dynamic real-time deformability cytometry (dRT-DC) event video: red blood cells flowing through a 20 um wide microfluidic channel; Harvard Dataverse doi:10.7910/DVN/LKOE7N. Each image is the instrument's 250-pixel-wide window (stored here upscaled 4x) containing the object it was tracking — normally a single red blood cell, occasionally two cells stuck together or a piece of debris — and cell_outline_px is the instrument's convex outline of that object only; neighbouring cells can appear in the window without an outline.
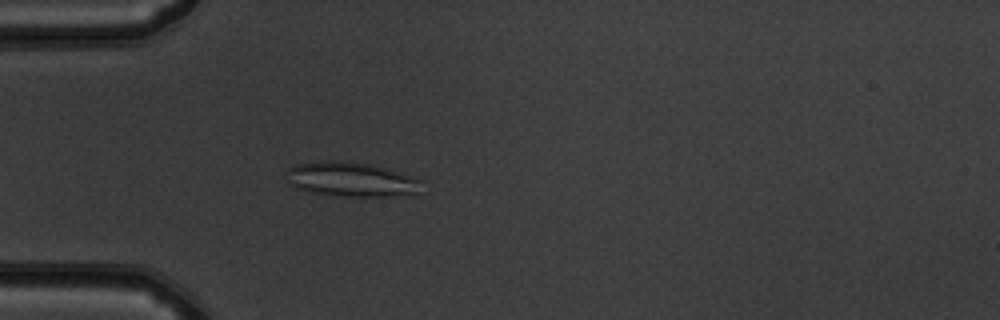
{"species": "common noctule bat (a hibernating species)", "species_latin": "Nyctalus noctula", "temperature_condition": "warm", "stored_images_in_passage": 51, "camera_frame_rate_fps": 3000, "um_per_image_px": 0.085, "animal": {"sex": "male", "body_mass_g": 19.5, "forearm_length_mm": 54.6}, "frame": {"image": 1, "passage_image": 15, "time_ms": 4.667, "image_size_px": [1000, 320], "cell_outline_px": [[420, 180], [416, 192], [388, 196], [340, 196], [312, 192], [296, 188], [288, 184], [284, 172], [288, 168], [296, 164], [320, 160], [344, 160], [372, 164], [388, 168]], "centroid_in_image_um": [29.7, 15.21], "position_along_channel_um": 55.3, "area_um2": 27.17}}
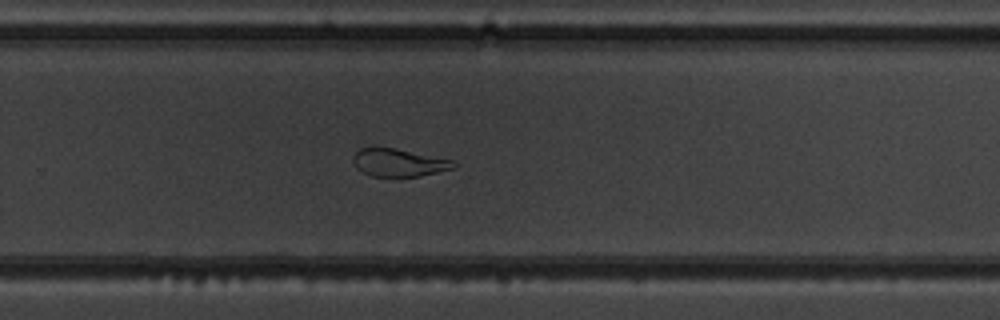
{"frame": {"image": 2, "passage_image": 34, "time_ms": 11.0, "image_size_px": [1000, 320], "cell_outline_px": [[456, 168], [420, 176], [396, 180], [372, 176], [356, 168], [352, 160], [352, 156], [360, 148], [396, 148], [452, 160], [456, 164]], "centroid_in_image_um": [33.88, 13.87], "position_along_channel_um": 295.9, "area_um2": 16.82}}
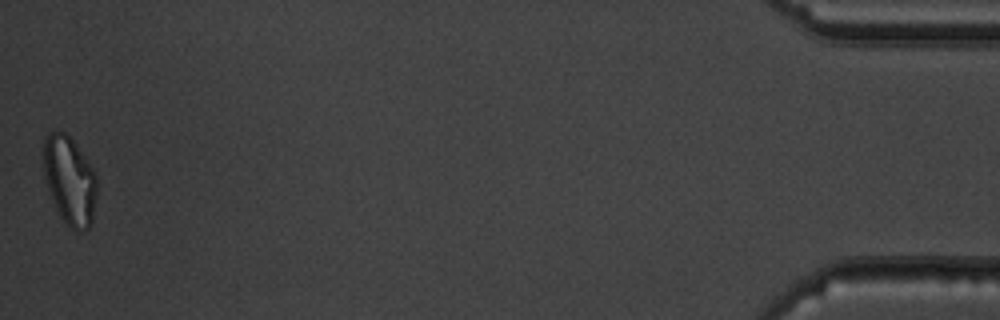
{"frame": {"image": 3, "passage_image": 51, "time_ms": 16.667, "image_size_px": [1000, 320], "cell_outline_px": [[96, 196], [92, 220], [88, 228], [80, 232], [76, 232], [60, 216], [56, 208], [48, 188], [44, 176], [44, 140], [52, 132], [64, 132], [76, 144], [96, 172]], "centroid_in_image_um": [5.94, 15.35], "position_along_channel_um": 429.3, "area_um2": 27.11}, "authors_computed_cell_mechanics": {"area_um2": 24.2182, "velocity_mm_per_s": 3.9263, "shape_relaxation_time_tau1_ms": null, "shape_relaxation_time_tau2_ms": 2.6548, "deformation_change_tau1": null, "deformation_change_tau2": 0.0751}}